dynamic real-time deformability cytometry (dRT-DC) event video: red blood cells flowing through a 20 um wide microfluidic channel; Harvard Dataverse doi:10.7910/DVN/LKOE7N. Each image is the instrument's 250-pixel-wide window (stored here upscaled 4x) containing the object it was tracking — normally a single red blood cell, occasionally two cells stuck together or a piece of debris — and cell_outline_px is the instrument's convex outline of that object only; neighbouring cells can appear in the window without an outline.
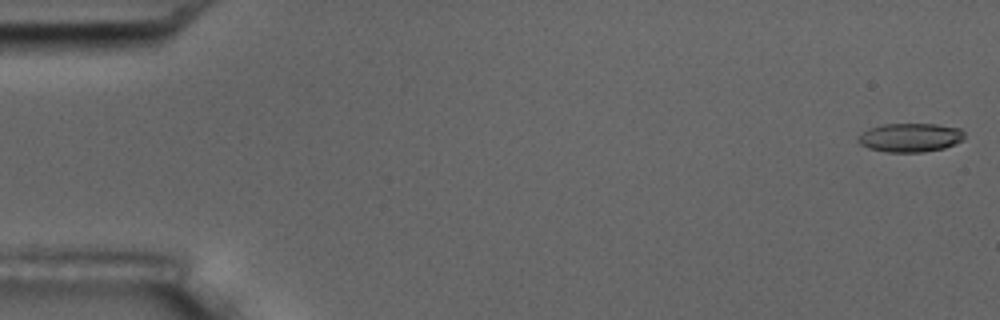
{"species": "common noctule bat (a hibernating species)", "species_latin": "Nyctalus noctula", "temperature_condition": "room temperature", "stored_images_in_passage": 4, "camera_frame_rate_fps": 3000, "um_per_image_px": 0.085, "animal": {"sex": "male", "body_mass_g": 17.5, "forearm_length_mm": 52.3}, "frame": {"image": 1, "passage_image": 1, "time_ms": 0.0, "image_size_px": [1000, 320], "cell_outline_px": [[964, 140], [944, 148], [924, 152], [884, 152], [868, 148], [860, 144], [856, 140], [860, 132], [868, 128], [884, 124], [936, 124], [960, 128], [964, 132]], "centroid_in_image_um": [77.34, 11.69], "position_along_channel_um": 7.7, "area_um2": 18.09}}